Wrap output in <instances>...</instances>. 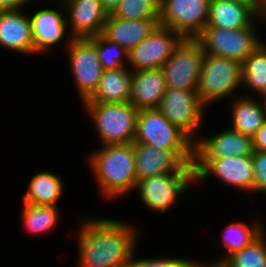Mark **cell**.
Wrapping results in <instances>:
<instances>
[{
  "instance_id": "cell-1",
  "label": "cell",
  "mask_w": 266,
  "mask_h": 267,
  "mask_svg": "<svg viewBox=\"0 0 266 267\" xmlns=\"http://www.w3.org/2000/svg\"><path fill=\"white\" fill-rule=\"evenodd\" d=\"M84 216L78 220L76 267H128L141 230L131 221ZM138 226V227H137Z\"/></svg>"
},
{
  "instance_id": "cell-2",
  "label": "cell",
  "mask_w": 266,
  "mask_h": 267,
  "mask_svg": "<svg viewBox=\"0 0 266 267\" xmlns=\"http://www.w3.org/2000/svg\"><path fill=\"white\" fill-rule=\"evenodd\" d=\"M86 155L97 193L103 201L131 196L138 183L133 143L101 145Z\"/></svg>"
},
{
  "instance_id": "cell-3",
  "label": "cell",
  "mask_w": 266,
  "mask_h": 267,
  "mask_svg": "<svg viewBox=\"0 0 266 267\" xmlns=\"http://www.w3.org/2000/svg\"><path fill=\"white\" fill-rule=\"evenodd\" d=\"M133 143L174 151L186 164H194L195 142L157 108L138 110Z\"/></svg>"
},
{
  "instance_id": "cell-4",
  "label": "cell",
  "mask_w": 266,
  "mask_h": 267,
  "mask_svg": "<svg viewBox=\"0 0 266 267\" xmlns=\"http://www.w3.org/2000/svg\"><path fill=\"white\" fill-rule=\"evenodd\" d=\"M242 76V63L239 61L205 54L196 89L201 102L207 108L226 98L230 102L241 92Z\"/></svg>"
},
{
  "instance_id": "cell-5",
  "label": "cell",
  "mask_w": 266,
  "mask_h": 267,
  "mask_svg": "<svg viewBox=\"0 0 266 267\" xmlns=\"http://www.w3.org/2000/svg\"><path fill=\"white\" fill-rule=\"evenodd\" d=\"M100 145L133 143L138 110L130 103H81Z\"/></svg>"
},
{
  "instance_id": "cell-6",
  "label": "cell",
  "mask_w": 266,
  "mask_h": 267,
  "mask_svg": "<svg viewBox=\"0 0 266 267\" xmlns=\"http://www.w3.org/2000/svg\"><path fill=\"white\" fill-rule=\"evenodd\" d=\"M262 24L264 23L258 19L252 26L241 29L206 26L196 39L201 43L204 54L226 57L243 63L264 41L259 29Z\"/></svg>"
},
{
  "instance_id": "cell-7",
  "label": "cell",
  "mask_w": 266,
  "mask_h": 267,
  "mask_svg": "<svg viewBox=\"0 0 266 267\" xmlns=\"http://www.w3.org/2000/svg\"><path fill=\"white\" fill-rule=\"evenodd\" d=\"M194 184L195 172L161 173L139 180L134 193H137L145 208L160 215L177 205L179 197L188 196L186 193Z\"/></svg>"
},
{
  "instance_id": "cell-8",
  "label": "cell",
  "mask_w": 266,
  "mask_h": 267,
  "mask_svg": "<svg viewBox=\"0 0 266 267\" xmlns=\"http://www.w3.org/2000/svg\"><path fill=\"white\" fill-rule=\"evenodd\" d=\"M196 184L214 177L232 189L252 194L254 165L252 156L195 157Z\"/></svg>"
},
{
  "instance_id": "cell-9",
  "label": "cell",
  "mask_w": 266,
  "mask_h": 267,
  "mask_svg": "<svg viewBox=\"0 0 266 267\" xmlns=\"http://www.w3.org/2000/svg\"><path fill=\"white\" fill-rule=\"evenodd\" d=\"M172 124L180 128L194 142L200 138L208 109L196 90L166 88L157 108ZM206 117V118H205Z\"/></svg>"
},
{
  "instance_id": "cell-10",
  "label": "cell",
  "mask_w": 266,
  "mask_h": 267,
  "mask_svg": "<svg viewBox=\"0 0 266 267\" xmlns=\"http://www.w3.org/2000/svg\"><path fill=\"white\" fill-rule=\"evenodd\" d=\"M51 6L39 8L29 13L35 55L52 53L57 47L66 49L72 40L68 32L66 10L62 1H50ZM52 51V52H51Z\"/></svg>"
},
{
  "instance_id": "cell-11",
  "label": "cell",
  "mask_w": 266,
  "mask_h": 267,
  "mask_svg": "<svg viewBox=\"0 0 266 267\" xmlns=\"http://www.w3.org/2000/svg\"><path fill=\"white\" fill-rule=\"evenodd\" d=\"M69 58V71L74 79L79 102L87 100L97 89L103 69L96 44L89 38H72L65 49Z\"/></svg>"
},
{
  "instance_id": "cell-12",
  "label": "cell",
  "mask_w": 266,
  "mask_h": 267,
  "mask_svg": "<svg viewBox=\"0 0 266 267\" xmlns=\"http://www.w3.org/2000/svg\"><path fill=\"white\" fill-rule=\"evenodd\" d=\"M204 51L196 38H183L161 67L167 88L196 90Z\"/></svg>"
},
{
  "instance_id": "cell-13",
  "label": "cell",
  "mask_w": 266,
  "mask_h": 267,
  "mask_svg": "<svg viewBox=\"0 0 266 267\" xmlns=\"http://www.w3.org/2000/svg\"><path fill=\"white\" fill-rule=\"evenodd\" d=\"M211 0H160L159 23L183 38H196L207 26Z\"/></svg>"
},
{
  "instance_id": "cell-14",
  "label": "cell",
  "mask_w": 266,
  "mask_h": 267,
  "mask_svg": "<svg viewBox=\"0 0 266 267\" xmlns=\"http://www.w3.org/2000/svg\"><path fill=\"white\" fill-rule=\"evenodd\" d=\"M182 39L178 32L159 24L148 37L128 51L127 67L131 71L161 68Z\"/></svg>"
},
{
  "instance_id": "cell-15",
  "label": "cell",
  "mask_w": 266,
  "mask_h": 267,
  "mask_svg": "<svg viewBox=\"0 0 266 267\" xmlns=\"http://www.w3.org/2000/svg\"><path fill=\"white\" fill-rule=\"evenodd\" d=\"M67 28L73 38L101 34L108 14L100 0H63Z\"/></svg>"
},
{
  "instance_id": "cell-16",
  "label": "cell",
  "mask_w": 266,
  "mask_h": 267,
  "mask_svg": "<svg viewBox=\"0 0 266 267\" xmlns=\"http://www.w3.org/2000/svg\"><path fill=\"white\" fill-rule=\"evenodd\" d=\"M137 182L161 173L195 172L194 164H186L172 150H158L154 146L133 143Z\"/></svg>"
},
{
  "instance_id": "cell-17",
  "label": "cell",
  "mask_w": 266,
  "mask_h": 267,
  "mask_svg": "<svg viewBox=\"0 0 266 267\" xmlns=\"http://www.w3.org/2000/svg\"><path fill=\"white\" fill-rule=\"evenodd\" d=\"M222 129L213 135L201 134L195 142V157L252 156V137L236 132L229 125Z\"/></svg>"
},
{
  "instance_id": "cell-18",
  "label": "cell",
  "mask_w": 266,
  "mask_h": 267,
  "mask_svg": "<svg viewBox=\"0 0 266 267\" xmlns=\"http://www.w3.org/2000/svg\"><path fill=\"white\" fill-rule=\"evenodd\" d=\"M27 11L0 12V47L3 50L28 56L35 54L29 10Z\"/></svg>"
},
{
  "instance_id": "cell-19",
  "label": "cell",
  "mask_w": 266,
  "mask_h": 267,
  "mask_svg": "<svg viewBox=\"0 0 266 267\" xmlns=\"http://www.w3.org/2000/svg\"><path fill=\"white\" fill-rule=\"evenodd\" d=\"M159 18L127 20L108 15L102 35L130 51L148 37L159 25Z\"/></svg>"
},
{
  "instance_id": "cell-20",
  "label": "cell",
  "mask_w": 266,
  "mask_h": 267,
  "mask_svg": "<svg viewBox=\"0 0 266 267\" xmlns=\"http://www.w3.org/2000/svg\"><path fill=\"white\" fill-rule=\"evenodd\" d=\"M166 88L162 68L132 71L129 102L137 110L158 108Z\"/></svg>"
},
{
  "instance_id": "cell-21",
  "label": "cell",
  "mask_w": 266,
  "mask_h": 267,
  "mask_svg": "<svg viewBox=\"0 0 266 267\" xmlns=\"http://www.w3.org/2000/svg\"><path fill=\"white\" fill-rule=\"evenodd\" d=\"M257 96L240 94L230 101L228 123L231 129L243 135L253 137L266 120L265 110L261 99ZM231 113V114H230Z\"/></svg>"
},
{
  "instance_id": "cell-22",
  "label": "cell",
  "mask_w": 266,
  "mask_h": 267,
  "mask_svg": "<svg viewBox=\"0 0 266 267\" xmlns=\"http://www.w3.org/2000/svg\"><path fill=\"white\" fill-rule=\"evenodd\" d=\"M66 184L62 176L51 170H41L29 177L22 202L31 205L58 206Z\"/></svg>"
},
{
  "instance_id": "cell-23",
  "label": "cell",
  "mask_w": 266,
  "mask_h": 267,
  "mask_svg": "<svg viewBox=\"0 0 266 267\" xmlns=\"http://www.w3.org/2000/svg\"><path fill=\"white\" fill-rule=\"evenodd\" d=\"M257 12L249 5L229 0H211L207 27L241 29L258 20Z\"/></svg>"
},
{
  "instance_id": "cell-24",
  "label": "cell",
  "mask_w": 266,
  "mask_h": 267,
  "mask_svg": "<svg viewBox=\"0 0 266 267\" xmlns=\"http://www.w3.org/2000/svg\"><path fill=\"white\" fill-rule=\"evenodd\" d=\"M132 71L128 67L103 71L97 89L82 103H123L131 95Z\"/></svg>"
},
{
  "instance_id": "cell-25",
  "label": "cell",
  "mask_w": 266,
  "mask_h": 267,
  "mask_svg": "<svg viewBox=\"0 0 266 267\" xmlns=\"http://www.w3.org/2000/svg\"><path fill=\"white\" fill-rule=\"evenodd\" d=\"M265 221L260 217L254 216V219L246 223V221H231V223L226 224V226L221 229L220 241L216 243L222 246V251L224 253L221 257H216L215 262H223L228 256L237 252L250 244L254 239H256L265 229ZM225 255V256H224Z\"/></svg>"
},
{
  "instance_id": "cell-26",
  "label": "cell",
  "mask_w": 266,
  "mask_h": 267,
  "mask_svg": "<svg viewBox=\"0 0 266 267\" xmlns=\"http://www.w3.org/2000/svg\"><path fill=\"white\" fill-rule=\"evenodd\" d=\"M23 204L21 227L25 229L26 234L29 233L33 237L56 231L62 220L59 206Z\"/></svg>"
},
{
  "instance_id": "cell-27",
  "label": "cell",
  "mask_w": 266,
  "mask_h": 267,
  "mask_svg": "<svg viewBox=\"0 0 266 267\" xmlns=\"http://www.w3.org/2000/svg\"><path fill=\"white\" fill-rule=\"evenodd\" d=\"M242 89L243 95L266 96V44L260 46L249 54L242 63Z\"/></svg>"
},
{
  "instance_id": "cell-28",
  "label": "cell",
  "mask_w": 266,
  "mask_h": 267,
  "mask_svg": "<svg viewBox=\"0 0 266 267\" xmlns=\"http://www.w3.org/2000/svg\"><path fill=\"white\" fill-rule=\"evenodd\" d=\"M226 267H266V229L250 244L228 256Z\"/></svg>"
},
{
  "instance_id": "cell-29",
  "label": "cell",
  "mask_w": 266,
  "mask_h": 267,
  "mask_svg": "<svg viewBox=\"0 0 266 267\" xmlns=\"http://www.w3.org/2000/svg\"><path fill=\"white\" fill-rule=\"evenodd\" d=\"M96 44V51L103 71L127 67L128 51L105 38L102 34L89 37Z\"/></svg>"
},
{
  "instance_id": "cell-30",
  "label": "cell",
  "mask_w": 266,
  "mask_h": 267,
  "mask_svg": "<svg viewBox=\"0 0 266 267\" xmlns=\"http://www.w3.org/2000/svg\"><path fill=\"white\" fill-rule=\"evenodd\" d=\"M159 5L160 0H122L112 15L127 20L159 18Z\"/></svg>"
},
{
  "instance_id": "cell-31",
  "label": "cell",
  "mask_w": 266,
  "mask_h": 267,
  "mask_svg": "<svg viewBox=\"0 0 266 267\" xmlns=\"http://www.w3.org/2000/svg\"><path fill=\"white\" fill-rule=\"evenodd\" d=\"M137 250L136 249L135 253L133 254V257L130 259L128 267H194L197 260H194L193 258H188V256L185 258L182 257H169L168 256H158V257H141L137 256L136 254ZM141 257V258H139Z\"/></svg>"
},
{
  "instance_id": "cell-32",
  "label": "cell",
  "mask_w": 266,
  "mask_h": 267,
  "mask_svg": "<svg viewBox=\"0 0 266 267\" xmlns=\"http://www.w3.org/2000/svg\"><path fill=\"white\" fill-rule=\"evenodd\" d=\"M254 178L252 194L266 196V151L253 150Z\"/></svg>"
},
{
  "instance_id": "cell-33",
  "label": "cell",
  "mask_w": 266,
  "mask_h": 267,
  "mask_svg": "<svg viewBox=\"0 0 266 267\" xmlns=\"http://www.w3.org/2000/svg\"><path fill=\"white\" fill-rule=\"evenodd\" d=\"M36 0H0V12L5 11H17L22 9H28L27 5H33L32 2ZM40 0H37V2Z\"/></svg>"
},
{
  "instance_id": "cell-34",
  "label": "cell",
  "mask_w": 266,
  "mask_h": 267,
  "mask_svg": "<svg viewBox=\"0 0 266 267\" xmlns=\"http://www.w3.org/2000/svg\"><path fill=\"white\" fill-rule=\"evenodd\" d=\"M253 150L266 151V120L252 137Z\"/></svg>"
},
{
  "instance_id": "cell-35",
  "label": "cell",
  "mask_w": 266,
  "mask_h": 267,
  "mask_svg": "<svg viewBox=\"0 0 266 267\" xmlns=\"http://www.w3.org/2000/svg\"><path fill=\"white\" fill-rule=\"evenodd\" d=\"M108 15L113 14L122 0H100Z\"/></svg>"
},
{
  "instance_id": "cell-36",
  "label": "cell",
  "mask_w": 266,
  "mask_h": 267,
  "mask_svg": "<svg viewBox=\"0 0 266 267\" xmlns=\"http://www.w3.org/2000/svg\"><path fill=\"white\" fill-rule=\"evenodd\" d=\"M201 259L200 260H197L196 264L194 267H226L222 262H215L214 260L212 261L208 259L206 260H203L202 261Z\"/></svg>"
},
{
  "instance_id": "cell-37",
  "label": "cell",
  "mask_w": 266,
  "mask_h": 267,
  "mask_svg": "<svg viewBox=\"0 0 266 267\" xmlns=\"http://www.w3.org/2000/svg\"><path fill=\"white\" fill-rule=\"evenodd\" d=\"M258 18L266 25V0H260V4L257 10Z\"/></svg>"
},
{
  "instance_id": "cell-38",
  "label": "cell",
  "mask_w": 266,
  "mask_h": 267,
  "mask_svg": "<svg viewBox=\"0 0 266 267\" xmlns=\"http://www.w3.org/2000/svg\"><path fill=\"white\" fill-rule=\"evenodd\" d=\"M232 2H237V3H241V4H245V5H249L251 6L256 12L258 10L259 4H260V0H229Z\"/></svg>"
},
{
  "instance_id": "cell-39",
  "label": "cell",
  "mask_w": 266,
  "mask_h": 267,
  "mask_svg": "<svg viewBox=\"0 0 266 267\" xmlns=\"http://www.w3.org/2000/svg\"><path fill=\"white\" fill-rule=\"evenodd\" d=\"M262 101V104H263V107H264V110H265V114H266V96L265 97H259Z\"/></svg>"
},
{
  "instance_id": "cell-40",
  "label": "cell",
  "mask_w": 266,
  "mask_h": 267,
  "mask_svg": "<svg viewBox=\"0 0 266 267\" xmlns=\"http://www.w3.org/2000/svg\"><path fill=\"white\" fill-rule=\"evenodd\" d=\"M43 1H45L46 3H49L50 1H63V0H43Z\"/></svg>"
}]
</instances>
